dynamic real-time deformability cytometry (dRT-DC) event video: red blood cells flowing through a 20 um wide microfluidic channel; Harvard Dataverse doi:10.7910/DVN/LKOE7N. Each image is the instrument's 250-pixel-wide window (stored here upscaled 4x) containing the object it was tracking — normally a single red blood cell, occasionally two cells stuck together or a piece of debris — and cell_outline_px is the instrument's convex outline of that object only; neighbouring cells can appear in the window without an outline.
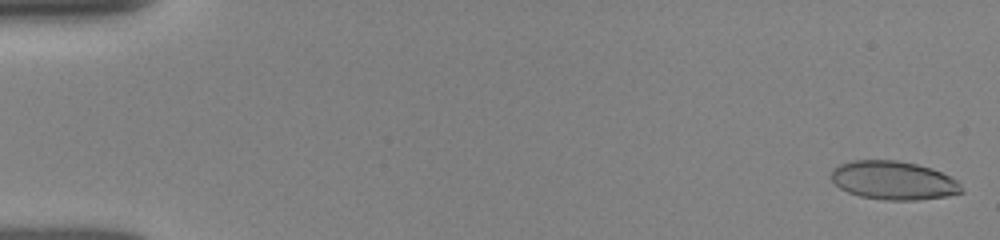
{"species": "human", "species_latin": "Homo sapiens", "temperature_condition": "room temperature", "stored_images_in_passage": 51, "camera_frame_rate_fps": 3000, "um_per_image_px": 0.085, "donor": {"sex": "female"}, "frame": {"image": 1, "passage_image": 1, "time_ms": 0.0, "image_size_px": [1000, 240], "cell_outline_px": [[964, 192], [948, 196], [916, 200], [884, 200], [860, 196], [848, 192], [840, 188], [832, 180], [832, 168], [840, 164], [852, 160], [896, 160], [916, 164], [932, 168], [956, 180], [960, 184]], "centroid_in_image_um": [75.94, 15.33], "position_along_channel_um": 9.1, "area_um2": 29.25}}
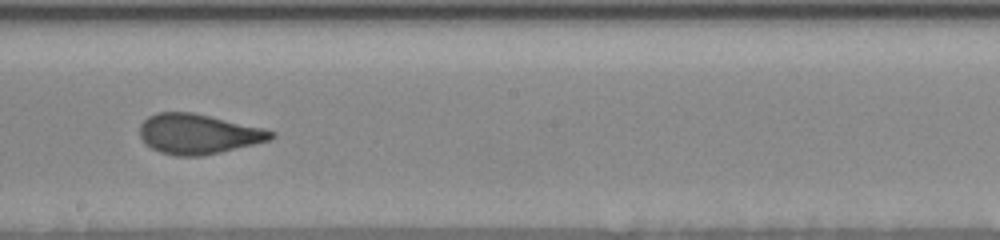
{"frame": {"image": 2, "passage_image": 29, "time_ms": 9.333, "image_size_px": [1000, 240], "cell_outline_px": [[276, 136], [272, 140], [220, 152], [200, 156], [176, 156], [160, 152], [144, 144], [140, 136], [140, 124], [148, 116], [156, 112], [192, 112], [264, 128], [276, 132]], "centroid_in_image_um": [16.85, 11.39], "position_along_channel_um": 231.3, "area_um2": 30.75}}
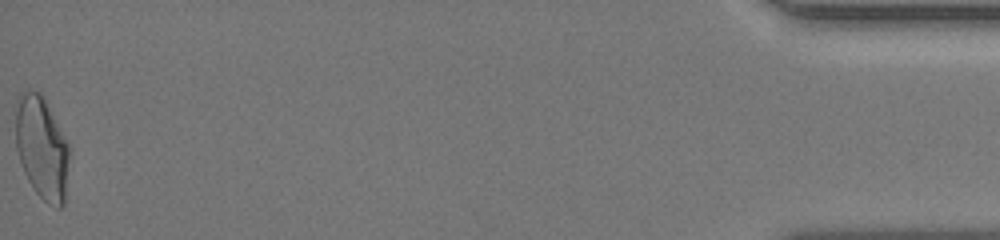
{"frame": {"image": 3, "passage_image": 51, "time_ms": 16.667, "image_size_px": [1000, 240], "cell_outline_px": [[68, 160], [64, 204], [60, 208], [56, 208], [48, 204], [36, 192], [28, 180], [24, 172], [16, 148], [16, 100], [20, 92], [28, 88], [40, 92], [44, 96], [68, 144]], "centroid_in_image_um": [3.53, 12.52], "position_along_channel_um": 431.7, "area_um2": 32.08}, "authors_computed_cell_mechanics": {"area_um2": 30.4606, "velocity_mm_per_s": 3.9599, "shape_relaxation_time_tau1_ms": 4.4011, "shape_relaxation_time_tau2_ms": 0.6802, "deformation_change_tau1": 0.1706, "deformation_change_tau2": 0.0721}}